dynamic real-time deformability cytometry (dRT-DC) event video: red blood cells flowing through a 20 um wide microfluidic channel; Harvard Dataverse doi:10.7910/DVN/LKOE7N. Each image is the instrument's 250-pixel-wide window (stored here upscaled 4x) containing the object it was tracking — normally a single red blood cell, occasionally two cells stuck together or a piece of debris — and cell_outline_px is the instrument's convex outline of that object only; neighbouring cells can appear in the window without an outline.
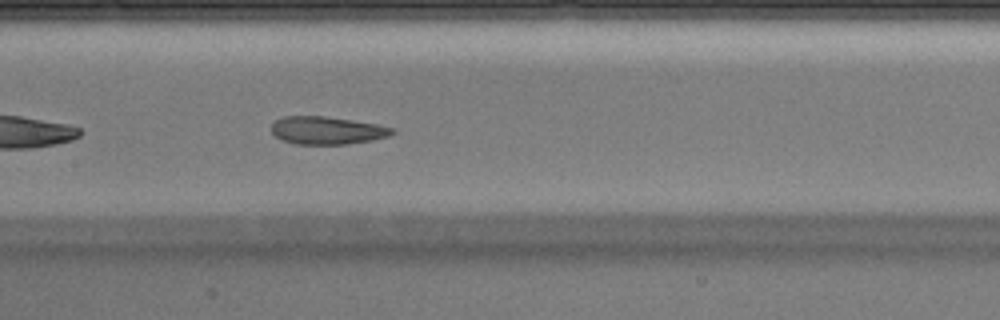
{"species": "Egyptian fruit bat (a non-hibernating species)", "species_latin": "Rousettus aegyptiacus", "temperature_condition": "warm", "stored_images_in_passage": 33, "segment_of_instrument_passage": [1, 2], "camera_frame_rate_fps": 3000, "um_per_image_px": 0.085, "animal": {"sex": "male"}, "frame": {"image": 1, "passage_image": 10, "time_ms": 3.0, "image_size_px": [1000, 320], "cell_outline_px": [[396, 132], [388, 136], [372, 140], [348, 144], [296, 144], [284, 140], [276, 136], [272, 132], [272, 124], [276, 120], [284, 116], [324, 116], [352, 120], [376, 124], [396, 128]], "centroid_in_image_um": [27.83, 11.08], "position_along_channel_um": 179.6, "area_um2": 19.48}}